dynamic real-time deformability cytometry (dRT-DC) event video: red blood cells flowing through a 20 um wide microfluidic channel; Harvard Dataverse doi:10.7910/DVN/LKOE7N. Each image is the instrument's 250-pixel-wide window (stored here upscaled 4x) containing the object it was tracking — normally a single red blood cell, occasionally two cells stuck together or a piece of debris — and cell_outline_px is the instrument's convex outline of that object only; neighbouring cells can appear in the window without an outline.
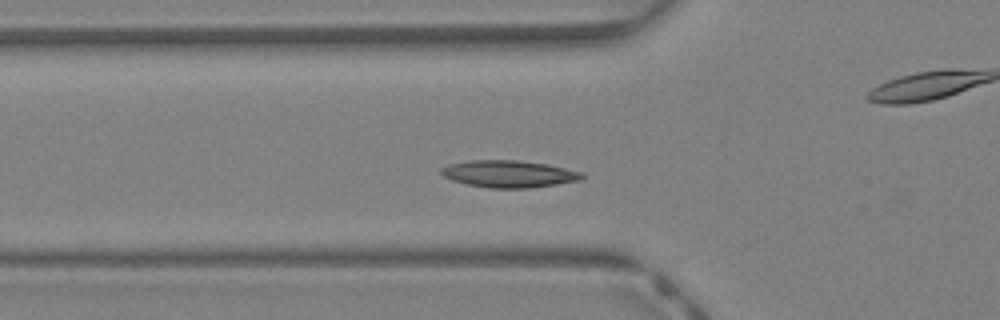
{"species": "Egyptian fruit bat (a non-hibernating species)", "species_latin": "Rousettus aegyptiacus", "temperature_condition": "warm", "stored_images_in_passage": 19, "camera_frame_rate_fps": 3000, "um_per_image_px": 0.085, "animal": {"sex": "female"}, "frame": {"image": 1, "passage_image": 4, "time_ms": 1.0, "image_size_px": [1000, 320], "cell_outline_px": [[584, 176], [580, 180], [556, 184], [528, 188], [488, 188], [468, 184], [452, 180], [444, 176], [440, 172], [440, 168], [448, 164], [468, 160], [516, 160], [544, 164], [584, 172]], "centroid_in_image_um": [43.22, 14.78], "position_along_channel_um": 82.6, "area_um2": 22.08}}
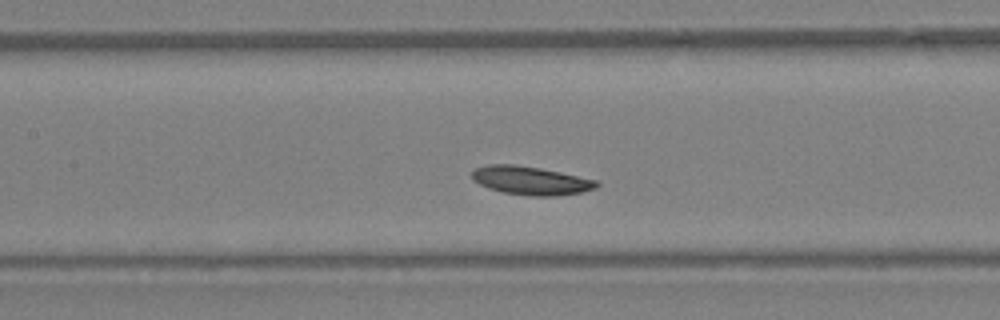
{"frame": {"image": 2, "passage_image": 9, "time_ms": 2.667, "image_size_px": [1000, 320], "cell_outline_px": [[600, 184], [596, 188], [584, 192], [556, 196], [532, 196], [504, 192], [488, 188], [472, 180], [472, 172], [476, 168], [488, 164], [516, 164], [540, 168], [600, 180]], "centroid_in_image_um": [45.16, 15.34], "position_along_channel_um": 162.2, "area_um2": 20.87}}
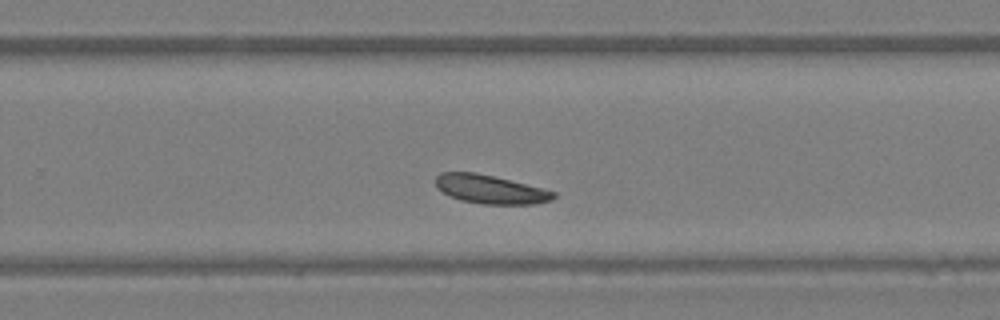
{"frame": {"image": 3, "passage_image": 17, "time_ms": 5.333, "image_size_px": [1000, 320], "cell_outline_px": [[556, 196], [552, 200], [532, 204], [480, 204], [460, 200], [448, 196], [436, 188], [436, 176], [440, 172], [476, 172], [544, 188], [556, 192]], "centroid_in_image_um": [41.66, 16.09], "position_along_channel_um": 288.1, "area_um2": 19.88}}